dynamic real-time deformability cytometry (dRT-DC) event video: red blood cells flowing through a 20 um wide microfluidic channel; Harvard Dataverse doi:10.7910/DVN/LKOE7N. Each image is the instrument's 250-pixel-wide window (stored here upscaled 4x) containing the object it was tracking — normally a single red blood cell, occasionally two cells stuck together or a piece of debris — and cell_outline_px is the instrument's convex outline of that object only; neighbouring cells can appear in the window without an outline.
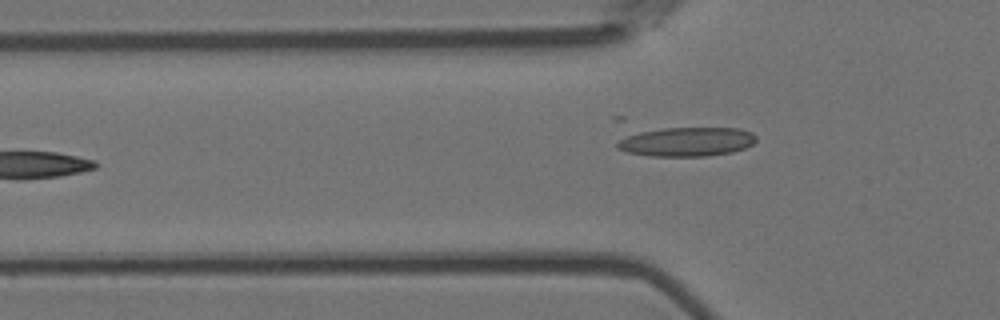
{"species": "Egyptian fruit bat (a non-hibernating species)", "species_latin": "Rousettus aegyptiacus", "temperature_condition": "room temperature", "stored_images_in_passage": 3, "camera_frame_rate_fps": 3000, "um_per_image_px": 0.085, "animal": {"sex": "female"}, "frame": {"image": 1, "passage_image": 3, "time_ms": 0.667, "image_size_px": [1000, 320], "cell_outline_px": [[756, 140], [752, 144], [744, 148], [732, 152], [704, 156], [652, 156], [628, 152], [616, 148], [616, 144], [620, 140], [628, 136], [640, 132], [664, 128], [740, 128], [752, 132], [756, 136]], "centroid_in_image_um": [58.41, 12.05], "position_along_channel_um": 67.4, "area_um2": 23.35}}